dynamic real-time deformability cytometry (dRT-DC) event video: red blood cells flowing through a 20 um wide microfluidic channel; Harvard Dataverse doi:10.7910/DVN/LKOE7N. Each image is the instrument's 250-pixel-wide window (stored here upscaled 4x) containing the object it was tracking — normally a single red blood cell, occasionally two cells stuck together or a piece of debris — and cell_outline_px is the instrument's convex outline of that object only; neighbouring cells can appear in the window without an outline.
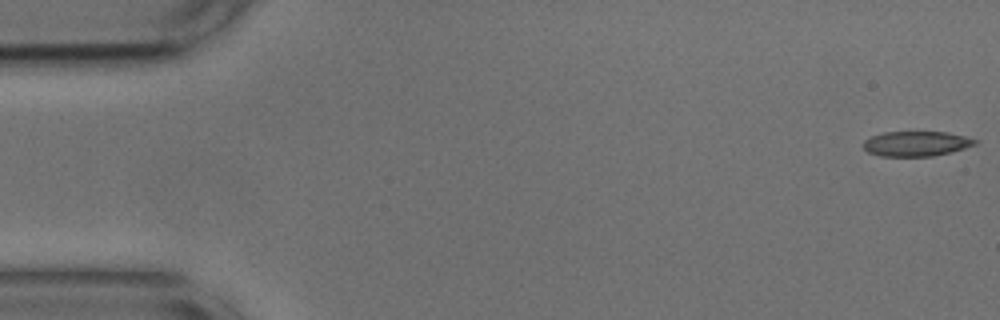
{"species": "common noctule bat (a hibernating species)", "species_latin": "Nyctalus noctula", "temperature_condition": "cold", "stored_images_in_passage": 53, "camera_frame_rate_fps": 3000, "um_per_image_px": 0.085, "animal": {"sex": "male", "body_mass_g": 17.9, "forearm_length_mm": 54.2}, "frame": {"image": 1, "passage_image": 1, "time_ms": 0.0, "image_size_px": [1000, 320], "cell_outline_px": [[980, 140], [976, 144], [964, 148], [932, 156], [880, 156], [868, 152], [864, 148], [864, 140], [872, 136], [884, 132], [948, 132]], "centroid_in_image_um": [77.88, 12.21], "position_along_channel_um": 7.1, "area_um2": 16.13}}
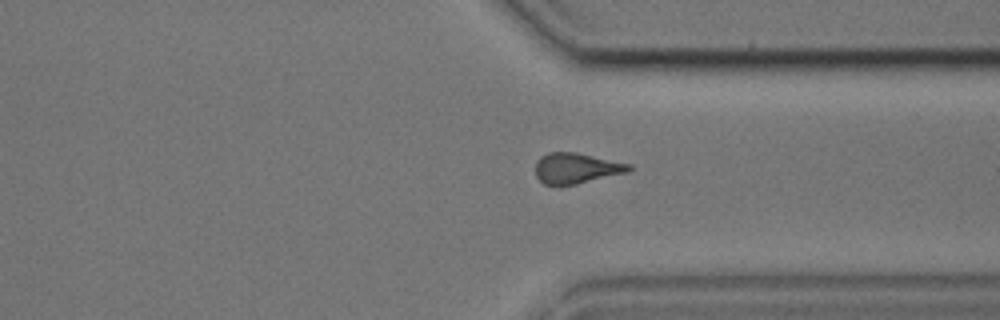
{"frame": {"image": 2, "passage_image": 40, "time_ms": 13.0, "image_size_px": [1000, 320], "cell_outline_px": [[632, 168], [628, 172], [560, 188], [544, 184], [536, 176], [536, 160], [540, 156], [548, 152], [576, 152], [632, 164]], "centroid_in_image_um": [48.96, 14.32], "position_along_channel_um": 362.4, "area_um2": 17.11}}
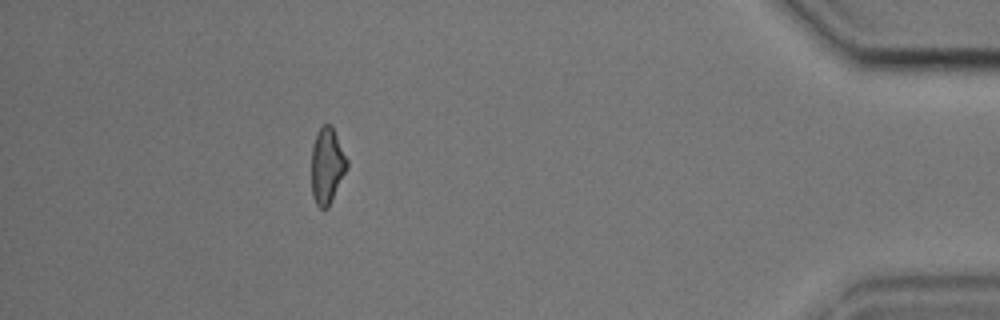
{"frame": {"image": 3, "passage_image": 48, "time_ms": 15.667, "image_size_px": [1000, 320], "cell_outline_px": [[348, 168], [328, 208], [320, 208], [316, 204], [312, 196], [312, 144], [316, 132], [324, 124], [332, 124], [348, 160]], "centroid_in_image_um": [27.81, 14.07], "position_along_channel_um": 407.4, "area_um2": 15.95}, "authors_computed_cell_mechanics": {"area_um2": 16.9932, "velocity_mm_per_s": 3.7102, "shape_relaxation_time_tau1_ms": null, "shape_relaxation_time_tau2_ms": 2.7243, "deformation_change_tau1": null, "deformation_change_tau2": 0.1046}}